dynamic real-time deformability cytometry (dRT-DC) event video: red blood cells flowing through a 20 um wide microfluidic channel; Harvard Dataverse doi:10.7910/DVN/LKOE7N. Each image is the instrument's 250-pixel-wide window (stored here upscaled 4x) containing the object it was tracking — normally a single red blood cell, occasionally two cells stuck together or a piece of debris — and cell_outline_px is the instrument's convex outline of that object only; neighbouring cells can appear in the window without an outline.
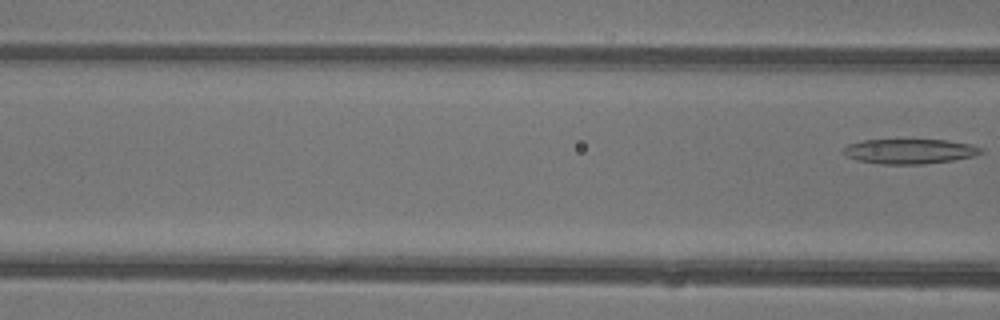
{"species": "common noctule bat (a hibernating species)", "species_latin": "Nyctalus noctula", "temperature_condition": "warm", "stored_images_in_passage": 4, "segment_of_instrument_passage": [2, 2], "camera_frame_rate_fps": 3000, "um_per_image_px": 0.085, "animal": {"sex": "female"}, "frame": {"image": 1, "passage_image": 4, "time_ms": 1.0, "image_size_px": [1000, 320], "cell_outline_px": [[984, 152], [976, 156], [952, 160], [924, 164], [880, 164], [856, 160], [840, 152], [840, 148], [848, 144], [864, 140], [948, 140], [972, 144], [984, 148]], "centroid_in_image_um": [77.33, 12.86], "position_along_channel_um": 89.3, "area_um2": 20.23}}